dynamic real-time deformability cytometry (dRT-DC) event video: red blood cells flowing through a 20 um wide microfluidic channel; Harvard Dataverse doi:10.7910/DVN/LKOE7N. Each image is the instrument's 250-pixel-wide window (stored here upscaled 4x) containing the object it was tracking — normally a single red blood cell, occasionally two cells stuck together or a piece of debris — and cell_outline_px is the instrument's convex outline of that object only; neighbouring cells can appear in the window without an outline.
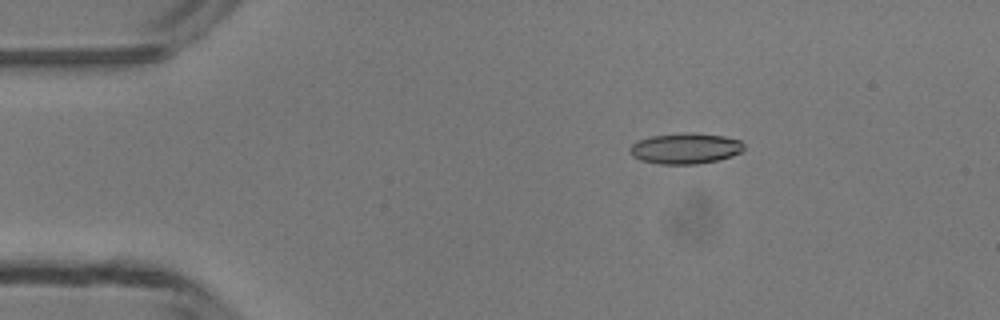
{"species": "common noctule bat (a hibernating species)", "species_latin": "Nyctalus noctula", "temperature_condition": "room temperature", "stored_images_in_passage": 5, "camera_frame_rate_fps": 3000, "um_per_image_px": 0.085, "animal": {"sex": "male", "body_mass_g": 13.3}, "frame": {"image": 1, "passage_image": 3, "time_ms": 2.333, "image_size_px": [1000, 320], "cell_outline_px": [[744, 148], [740, 152], [732, 156], [716, 160], [696, 164], [660, 164], [640, 160], [632, 156], [628, 152], [628, 148], [636, 140], [652, 136], [680, 132], [692, 132], [724, 136], [740, 140], [744, 144]], "centroid_in_image_um": [58.21, 12.6], "position_along_channel_um": 26.8, "area_um2": 20.69}}
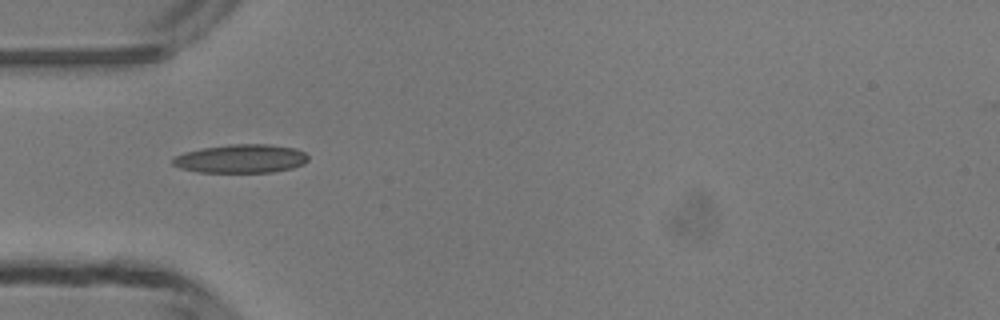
{"frame": {"image": 2, "passage_image": 5, "time_ms": 4.667, "image_size_px": [1000, 320], "cell_outline_px": [[308, 160], [304, 164], [292, 168], [272, 172], [200, 172], [180, 168], [172, 164], [172, 160], [176, 156], [184, 152], [204, 148], [228, 144], [272, 144], [296, 148], [304, 152], [308, 156]], "centroid_in_image_um": [20.51, 13.48], "position_along_channel_um": 64.5, "area_um2": 22.6}}